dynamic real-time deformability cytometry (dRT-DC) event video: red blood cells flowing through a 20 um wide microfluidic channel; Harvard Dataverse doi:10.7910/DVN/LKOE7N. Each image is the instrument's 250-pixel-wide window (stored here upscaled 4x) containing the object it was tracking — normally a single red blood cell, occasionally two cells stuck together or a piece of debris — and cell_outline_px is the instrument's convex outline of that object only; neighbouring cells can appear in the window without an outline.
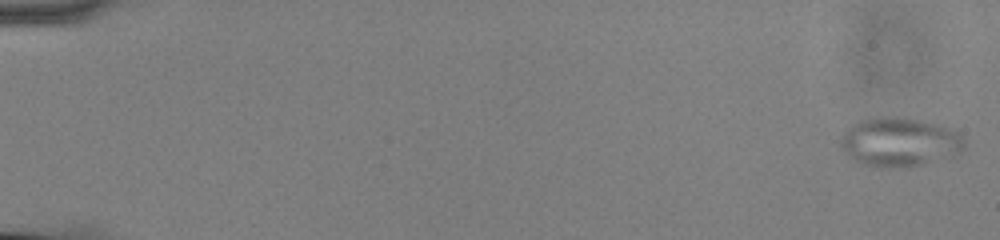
{"species": "common noctule bat (a hibernating species)", "species_latin": "Nyctalus noctula", "temperature_condition": "cold", "stored_images_in_passage": 57, "camera_frame_rate_fps": 3000, "um_per_image_px": 0.085, "animal": {"sex": "male", "body_mass_g": 13.0, "forearm_length_mm": 53.1}, "frame": {"image": 1, "passage_image": 1, "time_ms": 0.0, "image_size_px": [1000, 240], "cell_outline_px": [[964, 148], [952, 156], [920, 164], [864, 164], [856, 160], [840, 144], [840, 140], [844, 132], [852, 124], [860, 120], [872, 116], [900, 116], [944, 124], [952, 128], [964, 140]], "centroid_in_image_um": [76.5, 11.97], "position_along_channel_um": 8.5, "area_um2": 34.33}}
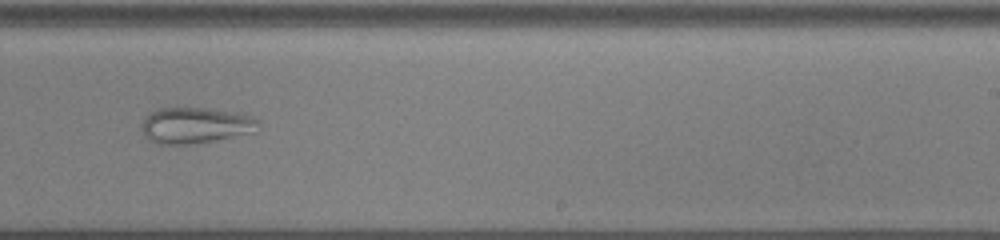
{"frame": {"image": 2, "passage_image": 37, "time_ms": 12.0, "image_size_px": [1000, 240], "cell_outline_px": [[260, 128], [256, 132], [212, 140], [188, 144], [156, 144], [148, 140], [144, 136], [140, 124], [152, 112], [160, 108], [208, 108], [252, 116], [260, 120]], "centroid_in_image_um": [16.62, 10.66], "position_along_channel_um": 272.4, "area_um2": 24.39}}
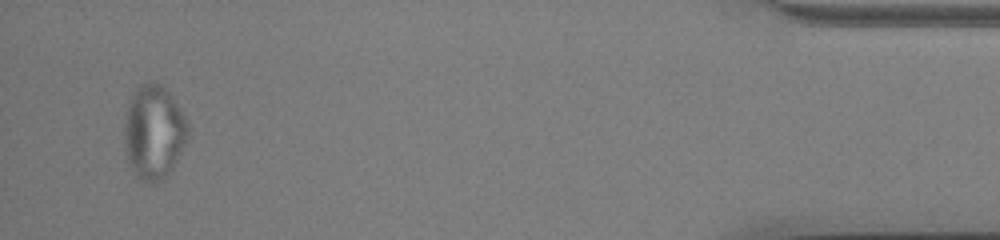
{"frame": {"image": 3, "passage_image": 55, "time_ms": 18.0, "image_size_px": [1000, 240], "cell_outline_px": [[188, 136], [172, 168], [160, 180], [152, 184], [144, 180], [132, 172], [124, 148], [124, 124], [128, 108], [132, 96], [136, 88], [140, 84], [152, 80], [156, 80], [172, 96], [188, 120]], "centroid_in_image_um": [13.06, 11.2], "position_along_channel_um": 422.1, "area_um2": 34.68}}